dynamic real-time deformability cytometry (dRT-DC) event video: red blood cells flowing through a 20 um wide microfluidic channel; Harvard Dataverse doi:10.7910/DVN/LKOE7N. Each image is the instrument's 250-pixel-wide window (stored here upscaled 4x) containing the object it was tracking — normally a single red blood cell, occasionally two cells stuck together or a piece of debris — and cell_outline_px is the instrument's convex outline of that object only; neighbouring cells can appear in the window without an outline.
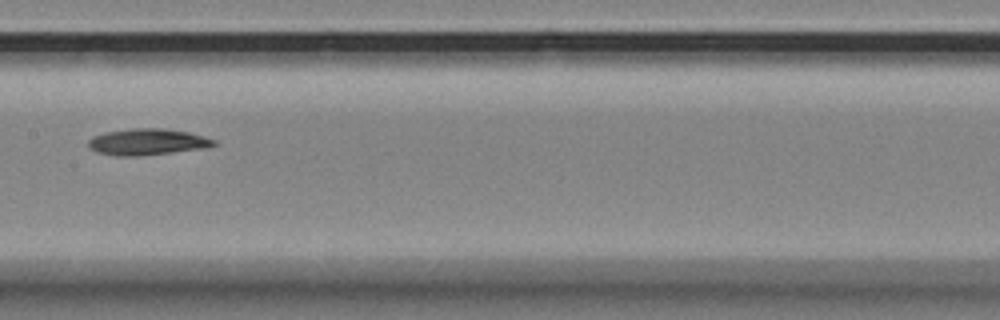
{"species": "Egyptian fruit bat (a non-hibernating species)", "species_latin": "Rousettus aegyptiacus", "temperature_condition": "room temperature", "stored_images_in_passage": 7, "camera_frame_rate_fps": 3000, "um_per_image_px": 0.085, "animal": {"sex": "female"}, "frame": {"image": 1, "passage_image": 7, "time_ms": 7.0, "image_size_px": [1000, 320], "cell_outline_px": [[216, 144], [208, 148], [136, 156], [116, 156], [96, 152], [88, 144], [88, 140], [92, 136], [104, 132], [132, 128], [164, 128], [188, 132], [204, 136], [216, 140]], "centroid_in_image_um": [12.53, 12.05], "position_along_channel_um": 194.9, "area_um2": 19.36}}